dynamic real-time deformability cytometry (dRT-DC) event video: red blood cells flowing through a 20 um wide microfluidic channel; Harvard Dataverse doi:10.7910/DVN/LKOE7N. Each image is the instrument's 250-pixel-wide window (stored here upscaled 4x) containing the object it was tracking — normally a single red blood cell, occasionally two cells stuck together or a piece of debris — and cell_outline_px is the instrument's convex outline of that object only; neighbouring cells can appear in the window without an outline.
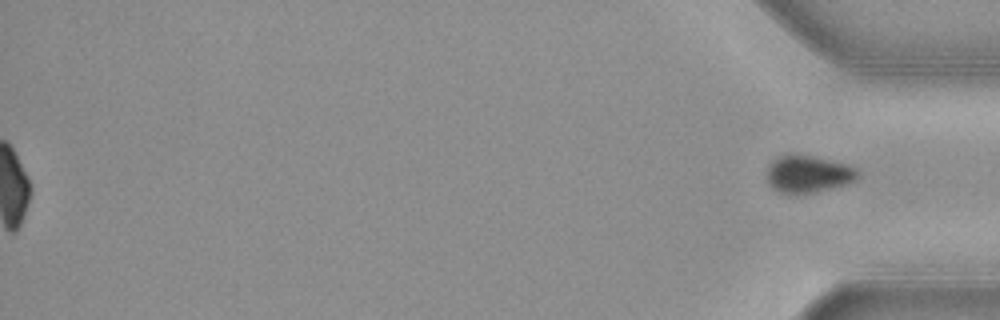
{"species": "common noctule bat (a hibernating species)", "species_latin": "Nyctalus noctula", "temperature_condition": "cold", "stored_images_in_passage": 57, "segment_of_instrument_passage": [2, 2], "camera_frame_rate_fps": 3000, "um_per_image_px": 0.085, "animal": {"sex": "female", "body_mass_g": 19.3, "forearm_length_mm": 54.1}, "frame": {"image": 1, "passage_image": 57, "time_ms": 18.667, "image_size_px": [1000, 320], "cell_outline_px": [[860, 176], [856, 180], [848, 184], [816, 192], [796, 196], [788, 196], [776, 192], [768, 184], [768, 164], [780, 156], [788, 152], [812, 156], [848, 164], [856, 168]], "centroid_in_image_um": [68.67, 14.82], "position_along_channel_um": 366.5, "area_um2": 20.52}}